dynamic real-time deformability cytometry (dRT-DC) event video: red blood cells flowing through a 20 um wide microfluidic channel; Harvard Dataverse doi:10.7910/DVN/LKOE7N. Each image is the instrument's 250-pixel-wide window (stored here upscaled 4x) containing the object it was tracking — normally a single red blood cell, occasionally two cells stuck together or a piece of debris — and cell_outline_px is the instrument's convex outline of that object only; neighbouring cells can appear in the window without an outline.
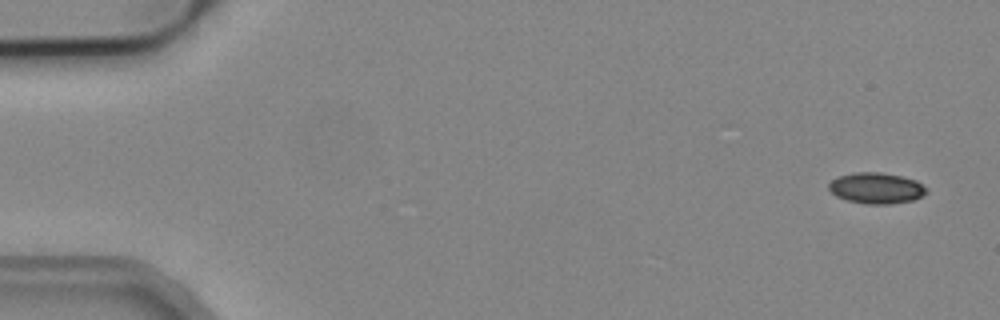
{"species": "common noctule bat (a hibernating species)", "species_latin": "Nyctalus noctula", "temperature_condition": "cold", "stored_images_in_passage": 5, "camera_frame_rate_fps": 3000, "um_per_image_px": 0.085, "animal": {"sex": "male", "body_mass_g": 19.2, "forearm_length_mm": 51.8}, "frame": {"image": 1, "passage_image": 1, "time_ms": 0.0, "image_size_px": [1000, 320], "cell_outline_px": [[928, 192], [924, 196], [912, 200], [888, 204], [864, 204], [848, 200], [836, 196], [828, 188], [828, 184], [832, 180], [840, 176], [852, 172], [880, 172], [900, 176], [916, 180]], "centroid_in_image_um": [74.47, 15.99], "position_along_channel_um": 10.5, "area_um2": 17.51}}
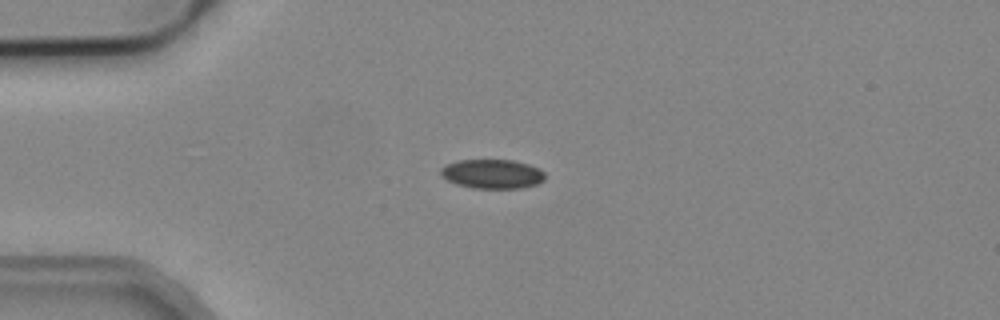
{"frame": {"image": 2, "passage_image": 4, "time_ms": 1.0, "image_size_px": [1000, 320], "cell_outline_px": [[544, 180], [536, 184], [520, 188], [472, 188], [456, 184], [448, 180], [440, 172], [440, 168], [456, 160], [512, 160], [528, 164], [540, 168], [544, 172]], "centroid_in_image_um": [41.85, 14.78], "position_along_channel_um": 43.1, "area_um2": 17.69}}